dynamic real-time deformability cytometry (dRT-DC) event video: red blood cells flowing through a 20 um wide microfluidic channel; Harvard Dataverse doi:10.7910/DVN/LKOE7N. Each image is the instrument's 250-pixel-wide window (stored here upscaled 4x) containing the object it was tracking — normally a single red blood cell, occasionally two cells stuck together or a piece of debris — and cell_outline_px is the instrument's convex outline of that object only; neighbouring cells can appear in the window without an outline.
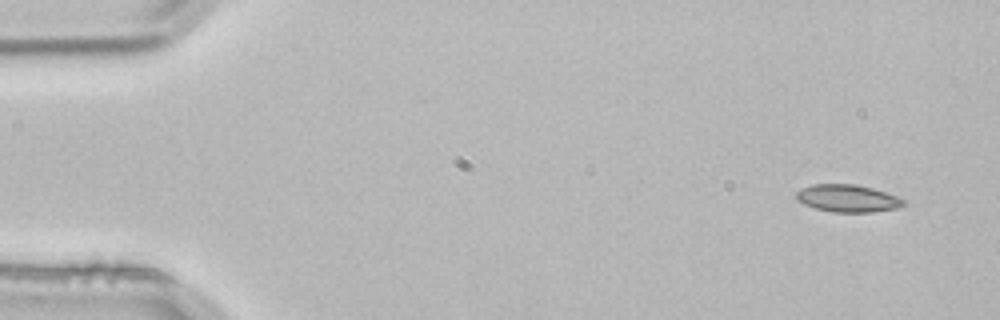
{"species": "common noctule bat (a hibernating species)", "species_latin": "Nyctalus noctula", "temperature_condition": "room temperature", "stored_images_in_passage": 4, "camera_frame_rate_fps": 3000, "um_per_image_px": 0.085, "animal": {"sex": "male", "body_mass_g": 21.5, "forearm_length_mm": 52.0}, "frame": {"image": 1, "passage_image": 1, "time_ms": 0.0, "image_size_px": [1000, 320], "cell_outline_px": [[908, 204], [896, 208], [872, 212], [832, 212], [816, 208], [804, 204], [796, 200], [796, 192], [812, 184], [856, 184], [872, 188], [908, 200]], "centroid_in_image_um": [72.09, 16.86], "position_along_channel_um": 12.9, "area_um2": 17.17}}